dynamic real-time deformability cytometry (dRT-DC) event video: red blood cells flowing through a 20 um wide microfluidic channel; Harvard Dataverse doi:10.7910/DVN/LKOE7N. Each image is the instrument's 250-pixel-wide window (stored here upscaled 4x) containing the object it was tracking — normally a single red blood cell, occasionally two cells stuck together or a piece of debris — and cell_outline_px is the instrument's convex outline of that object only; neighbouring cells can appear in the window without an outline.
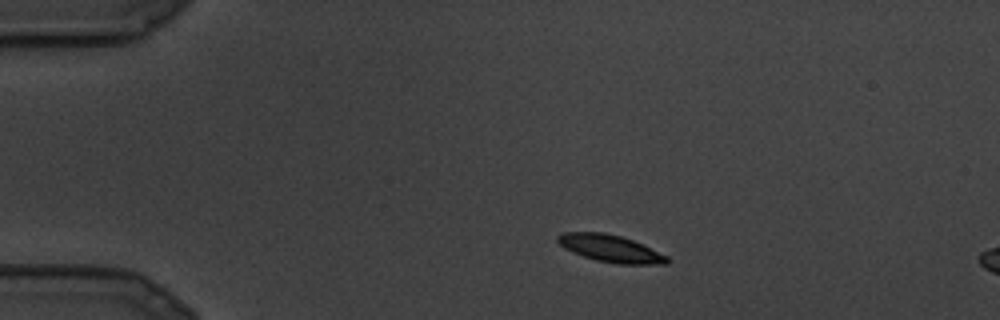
{"species": "common noctule bat (a hibernating species)", "species_latin": "Nyctalus noctula", "temperature_condition": "cold", "stored_images_in_passage": 4, "camera_frame_rate_fps": 3000, "um_per_image_px": 0.085, "animal": {"sex": "male", "body_mass_g": 19.5, "forearm_length_mm": 54.6}, "frame": {"image": 1, "passage_image": 1, "time_ms": 0.0, "image_size_px": [1000, 320], "cell_outline_px": [[668, 264], [616, 264], [596, 260], [572, 252], [564, 248], [556, 240], [556, 236], [564, 232], [604, 232], [620, 236], [644, 244], [668, 256]], "centroid_in_image_um": [51.89, 21.12], "position_along_channel_um": 33.1, "area_um2": 17.4}}